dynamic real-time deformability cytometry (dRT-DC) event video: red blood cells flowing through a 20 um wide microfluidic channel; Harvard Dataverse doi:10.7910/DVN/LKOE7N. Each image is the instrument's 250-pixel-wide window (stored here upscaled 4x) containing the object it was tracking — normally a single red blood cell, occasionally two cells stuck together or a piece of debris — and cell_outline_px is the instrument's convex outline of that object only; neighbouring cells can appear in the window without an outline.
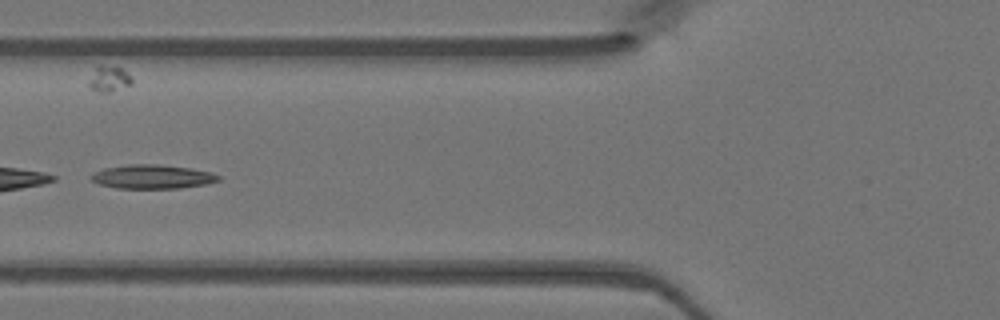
{"species": "Egyptian fruit bat (a non-hibernating species)", "species_latin": "Rousettus aegyptiacus", "temperature_condition": "warm", "stored_images_in_passage": 42, "camera_frame_rate_fps": 3000, "um_per_image_px": 0.085, "animal": {"sex": "female"}, "frame": {"image": 1, "passage_image": 13, "time_ms": 4.0, "image_size_px": [1000, 320], "cell_outline_px": [[220, 180], [204, 184], [180, 188], [116, 188], [100, 184], [92, 180], [88, 176], [92, 172], [104, 168], [128, 164], [160, 164], [188, 168], [212, 172], [220, 176]], "centroid_in_image_um": [12.91, 15.01], "position_along_channel_um": 112.9, "area_um2": 17.8}}